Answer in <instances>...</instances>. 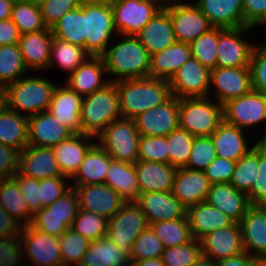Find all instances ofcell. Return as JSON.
<instances>
[{
  "label": "cell",
  "mask_w": 266,
  "mask_h": 266,
  "mask_svg": "<svg viewBox=\"0 0 266 266\" xmlns=\"http://www.w3.org/2000/svg\"><path fill=\"white\" fill-rule=\"evenodd\" d=\"M119 95L115 82L83 98L82 133L97 137L111 122L121 119Z\"/></svg>",
  "instance_id": "4"
},
{
  "label": "cell",
  "mask_w": 266,
  "mask_h": 266,
  "mask_svg": "<svg viewBox=\"0 0 266 266\" xmlns=\"http://www.w3.org/2000/svg\"><path fill=\"white\" fill-rule=\"evenodd\" d=\"M22 252L20 236L0 238V266H21Z\"/></svg>",
  "instance_id": "59"
},
{
  "label": "cell",
  "mask_w": 266,
  "mask_h": 266,
  "mask_svg": "<svg viewBox=\"0 0 266 266\" xmlns=\"http://www.w3.org/2000/svg\"><path fill=\"white\" fill-rule=\"evenodd\" d=\"M82 96L66 84L57 85L53 91L49 111L74 134H81Z\"/></svg>",
  "instance_id": "24"
},
{
  "label": "cell",
  "mask_w": 266,
  "mask_h": 266,
  "mask_svg": "<svg viewBox=\"0 0 266 266\" xmlns=\"http://www.w3.org/2000/svg\"><path fill=\"white\" fill-rule=\"evenodd\" d=\"M0 206L21 225L31 224L34 214L29 210L18 183L13 177L2 178L0 181Z\"/></svg>",
  "instance_id": "39"
},
{
  "label": "cell",
  "mask_w": 266,
  "mask_h": 266,
  "mask_svg": "<svg viewBox=\"0 0 266 266\" xmlns=\"http://www.w3.org/2000/svg\"><path fill=\"white\" fill-rule=\"evenodd\" d=\"M236 162L216 157L203 171L211 184L230 183Z\"/></svg>",
  "instance_id": "61"
},
{
  "label": "cell",
  "mask_w": 266,
  "mask_h": 266,
  "mask_svg": "<svg viewBox=\"0 0 266 266\" xmlns=\"http://www.w3.org/2000/svg\"><path fill=\"white\" fill-rule=\"evenodd\" d=\"M130 257L107 236L90 241L79 266H129Z\"/></svg>",
  "instance_id": "36"
},
{
  "label": "cell",
  "mask_w": 266,
  "mask_h": 266,
  "mask_svg": "<svg viewBox=\"0 0 266 266\" xmlns=\"http://www.w3.org/2000/svg\"><path fill=\"white\" fill-rule=\"evenodd\" d=\"M224 121L240 129H249L266 122V94L251 90L223 104ZM258 141H266L265 133Z\"/></svg>",
  "instance_id": "9"
},
{
  "label": "cell",
  "mask_w": 266,
  "mask_h": 266,
  "mask_svg": "<svg viewBox=\"0 0 266 266\" xmlns=\"http://www.w3.org/2000/svg\"><path fill=\"white\" fill-rule=\"evenodd\" d=\"M140 136H168L179 127V99L171 96L164 103L133 118Z\"/></svg>",
  "instance_id": "14"
},
{
  "label": "cell",
  "mask_w": 266,
  "mask_h": 266,
  "mask_svg": "<svg viewBox=\"0 0 266 266\" xmlns=\"http://www.w3.org/2000/svg\"><path fill=\"white\" fill-rule=\"evenodd\" d=\"M31 225L34 228L57 238L69 228L61 218L55 217H33Z\"/></svg>",
  "instance_id": "64"
},
{
  "label": "cell",
  "mask_w": 266,
  "mask_h": 266,
  "mask_svg": "<svg viewBox=\"0 0 266 266\" xmlns=\"http://www.w3.org/2000/svg\"><path fill=\"white\" fill-rule=\"evenodd\" d=\"M96 143L87 151L76 173L71 177L75 179L71 186H84L89 184H103L112 158Z\"/></svg>",
  "instance_id": "35"
},
{
  "label": "cell",
  "mask_w": 266,
  "mask_h": 266,
  "mask_svg": "<svg viewBox=\"0 0 266 266\" xmlns=\"http://www.w3.org/2000/svg\"><path fill=\"white\" fill-rule=\"evenodd\" d=\"M202 256L219 261L244 252L239 223L207 233L200 239Z\"/></svg>",
  "instance_id": "18"
},
{
  "label": "cell",
  "mask_w": 266,
  "mask_h": 266,
  "mask_svg": "<svg viewBox=\"0 0 266 266\" xmlns=\"http://www.w3.org/2000/svg\"><path fill=\"white\" fill-rule=\"evenodd\" d=\"M194 3L213 27H245L242 0H196Z\"/></svg>",
  "instance_id": "29"
},
{
  "label": "cell",
  "mask_w": 266,
  "mask_h": 266,
  "mask_svg": "<svg viewBox=\"0 0 266 266\" xmlns=\"http://www.w3.org/2000/svg\"><path fill=\"white\" fill-rule=\"evenodd\" d=\"M260 266H266V259L260 261Z\"/></svg>",
  "instance_id": "75"
},
{
  "label": "cell",
  "mask_w": 266,
  "mask_h": 266,
  "mask_svg": "<svg viewBox=\"0 0 266 266\" xmlns=\"http://www.w3.org/2000/svg\"><path fill=\"white\" fill-rule=\"evenodd\" d=\"M22 254L28 257L31 266H63L59 240L31 224L24 225L20 233ZM25 254V255H24Z\"/></svg>",
  "instance_id": "11"
},
{
  "label": "cell",
  "mask_w": 266,
  "mask_h": 266,
  "mask_svg": "<svg viewBox=\"0 0 266 266\" xmlns=\"http://www.w3.org/2000/svg\"><path fill=\"white\" fill-rule=\"evenodd\" d=\"M192 238L200 240L207 233L228 227L234 221L206 201L186 209Z\"/></svg>",
  "instance_id": "32"
},
{
  "label": "cell",
  "mask_w": 266,
  "mask_h": 266,
  "mask_svg": "<svg viewBox=\"0 0 266 266\" xmlns=\"http://www.w3.org/2000/svg\"><path fill=\"white\" fill-rule=\"evenodd\" d=\"M102 55L110 82L149 77L150 55L136 36H123Z\"/></svg>",
  "instance_id": "2"
},
{
  "label": "cell",
  "mask_w": 266,
  "mask_h": 266,
  "mask_svg": "<svg viewBox=\"0 0 266 266\" xmlns=\"http://www.w3.org/2000/svg\"><path fill=\"white\" fill-rule=\"evenodd\" d=\"M84 1L91 3V4L113 6L117 3L118 0H84Z\"/></svg>",
  "instance_id": "73"
},
{
  "label": "cell",
  "mask_w": 266,
  "mask_h": 266,
  "mask_svg": "<svg viewBox=\"0 0 266 266\" xmlns=\"http://www.w3.org/2000/svg\"><path fill=\"white\" fill-rule=\"evenodd\" d=\"M214 86L215 101L223 105L227 101L249 93L250 67H218L211 70L210 86Z\"/></svg>",
  "instance_id": "16"
},
{
  "label": "cell",
  "mask_w": 266,
  "mask_h": 266,
  "mask_svg": "<svg viewBox=\"0 0 266 266\" xmlns=\"http://www.w3.org/2000/svg\"><path fill=\"white\" fill-rule=\"evenodd\" d=\"M77 192L79 209L96 213L109 220L126 202L106 184L71 186Z\"/></svg>",
  "instance_id": "17"
},
{
  "label": "cell",
  "mask_w": 266,
  "mask_h": 266,
  "mask_svg": "<svg viewBox=\"0 0 266 266\" xmlns=\"http://www.w3.org/2000/svg\"><path fill=\"white\" fill-rule=\"evenodd\" d=\"M258 171V140L253 148L241 157L235 166L230 184L237 190L248 193L255 182Z\"/></svg>",
  "instance_id": "44"
},
{
  "label": "cell",
  "mask_w": 266,
  "mask_h": 266,
  "mask_svg": "<svg viewBox=\"0 0 266 266\" xmlns=\"http://www.w3.org/2000/svg\"><path fill=\"white\" fill-rule=\"evenodd\" d=\"M139 137L134 120L121 118L111 122L96 138L113 160L134 164L138 160Z\"/></svg>",
  "instance_id": "6"
},
{
  "label": "cell",
  "mask_w": 266,
  "mask_h": 266,
  "mask_svg": "<svg viewBox=\"0 0 266 266\" xmlns=\"http://www.w3.org/2000/svg\"><path fill=\"white\" fill-rule=\"evenodd\" d=\"M201 256V242L193 238L186 244L165 248L161 258L164 266H191Z\"/></svg>",
  "instance_id": "51"
},
{
  "label": "cell",
  "mask_w": 266,
  "mask_h": 266,
  "mask_svg": "<svg viewBox=\"0 0 266 266\" xmlns=\"http://www.w3.org/2000/svg\"><path fill=\"white\" fill-rule=\"evenodd\" d=\"M119 95L121 117L133 119L154 108L171 96L169 80L146 77L115 82Z\"/></svg>",
  "instance_id": "1"
},
{
  "label": "cell",
  "mask_w": 266,
  "mask_h": 266,
  "mask_svg": "<svg viewBox=\"0 0 266 266\" xmlns=\"http://www.w3.org/2000/svg\"><path fill=\"white\" fill-rule=\"evenodd\" d=\"M92 138L96 139L84 133L73 134L69 139L53 147L54 155L62 175L70 179L76 173L85 154L95 144L90 142Z\"/></svg>",
  "instance_id": "30"
},
{
  "label": "cell",
  "mask_w": 266,
  "mask_h": 266,
  "mask_svg": "<svg viewBox=\"0 0 266 266\" xmlns=\"http://www.w3.org/2000/svg\"><path fill=\"white\" fill-rule=\"evenodd\" d=\"M244 252L266 259V207L252 205L239 222Z\"/></svg>",
  "instance_id": "20"
},
{
  "label": "cell",
  "mask_w": 266,
  "mask_h": 266,
  "mask_svg": "<svg viewBox=\"0 0 266 266\" xmlns=\"http://www.w3.org/2000/svg\"><path fill=\"white\" fill-rule=\"evenodd\" d=\"M53 34L51 28L25 33L20 36L19 47L26 68L42 71L49 66Z\"/></svg>",
  "instance_id": "27"
},
{
  "label": "cell",
  "mask_w": 266,
  "mask_h": 266,
  "mask_svg": "<svg viewBox=\"0 0 266 266\" xmlns=\"http://www.w3.org/2000/svg\"><path fill=\"white\" fill-rule=\"evenodd\" d=\"M40 7L45 0H19Z\"/></svg>",
  "instance_id": "74"
},
{
  "label": "cell",
  "mask_w": 266,
  "mask_h": 266,
  "mask_svg": "<svg viewBox=\"0 0 266 266\" xmlns=\"http://www.w3.org/2000/svg\"><path fill=\"white\" fill-rule=\"evenodd\" d=\"M7 108V93L4 87H0V113Z\"/></svg>",
  "instance_id": "70"
},
{
  "label": "cell",
  "mask_w": 266,
  "mask_h": 266,
  "mask_svg": "<svg viewBox=\"0 0 266 266\" xmlns=\"http://www.w3.org/2000/svg\"><path fill=\"white\" fill-rule=\"evenodd\" d=\"M73 134L49 110L28 117V145L53 148Z\"/></svg>",
  "instance_id": "19"
},
{
  "label": "cell",
  "mask_w": 266,
  "mask_h": 266,
  "mask_svg": "<svg viewBox=\"0 0 266 266\" xmlns=\"http://www.w3.org/2000/svg\"><path fill=\"white\" fill-rule=\"evenodd\" d=\"M205 201L236 223L241 221L252 206L247 194L237 191L230 183L211 184Z\"/></svg>",
  "instance_id": "28"
},
{
  "label": "cell",
  "mask_w": 266,
  "mask_h": 266,
  "mask_svg": "<svg viewBox=\"0 0 266 266\" xmlns=\"http://www.w3.org/2000/svg\"><path fill=\"white\" fill-rule=\"evenodd\" d=\"M90 55L84 48L53 36L48 68L57 63L61 69L75 71Z\"/></svg>",
  "instance_id": "42"
},
{
  "label": "cell",
  "mask_w": 266,
  "mask_h": 266,
  "mask_svg": "<svg viewBox=\"0 0 266 266\" xmlns=\"http://www.w3.org/2000/svg\"><path fill=\"white\" fill-rule=\"evenodd\" d=\"M21 150L0 143V176L11 178L19 170Z\"/></svg>",
  "instance_id": "62"
},
{
  "label": "cell",
  "mask_w": 266,
  "mask_h": 266,
  "mask_svg": "<svg viewBox=\"0 0 266 266\" xmlns=\"http://www.w3.org/2000/svg\"><path fill=\"white\" fill-rule=\"evenodd\" d=\"M105 74L107 71L102 56H90L68 75L64 84L85 97L110 83L108 78L104 79Z\"/></svg>",
  "instance_id": "22"
},
{
  "label": "cell",
  "mask_w": 266,
  "mask_h": 266,
  "mask_svg": "<svg viewBox=\"0 0 266 266\" xmlns=\"http://www.w3.org/2000/svg\"><path fill=\"white\" fill-rule=\"evenodd\" d=\"M20 32L11 19L0 21V46L19 43Z\"/></svg>",
  "instance_id": "66"
},
{
  "label": "cell",
  "mask_w": 266,
  "mask_h": 266,
  "mask_svg": "<svg viewBox=\"0 0 266 266\" xmlns=\"http://www.w3.org/2000/svg\"><path fill=\"white\" fill-rule=\"evenodd\" d=\"M23 225L0 206V238L19 236Z\"/></svg>",
  "instance_id": "65"
},
{
  "label": "cell",
  "mask_w": 266,
  "mask_h": 266,
  "mask_svg": "<svg viewBox=\"0 0 266 266\" xmlns=\"http://www.w3.org/2000/svg\"><path fill=\"white\" fill-rule=\"evenodd\" d=\"M263 25H266V20L263 23L260 24V26H263ZM262 45L266 46V43L265 44H262Z\"/></svg>",
  "instance_id": "76"
},
{
  "label": "cell",
  "mask_w": 266,
  "mask_h": 266,
  "mask_svg": "<svg viewBox=\"0 0 266 266\" xmlns=\"http://www.w3.org/2000/svg\"><path fill=\"white\" fill-rule=\"evenodd\" d=\"M65 178L67 176H56L40 180V200L41 207H47L61 198L71 189Z\"/></svg>",
  "instance_id": "58"
},
{
  "label": "cell",
  "mask_w": 266,
  "mask_h": 266,
  "mask_svg": "<svg viewBox=\"0 0 266 266\" xmlns=\"http://www.w3.org/2000/svg\"><path fill=\"white\" fill-rule=\"evenodd\" d=\"M83 0H45L40 6L45 25H53L67 12L81 6Z\"/></svg>",
  "instance_id": "57"
},
{
  "label": "cell",
  "mask_w": 266,
  "mask_h": 266,
  "mask_svg": "<svg viewBox=\"0 0 266 266\" xmlns=\"http://www.w3.org/2000/svg\"><path fill=\"white\" fill-rule=\"evenodd\" d=\"M15 0H0V21L9 20Z\"/></svg>",
  "instance_id": "68"
},
{
  "label": "cell",
  "mask_w": 266,
  "mask_h": 266,
  "mask_svg": "<svg viewBox=\"0 0 266 266\" xmlns=\"http://www.w3.org/2000/svg\"><path fill=\"white\" fill-rule=\"evenodd\" d=\"M79 210V200L74 188L67 191L61 198L47 207H42L33 217H55L61 218L71 228L73 220Z\"/></svg>",
  "instance_id": "46"
},
{
  "label": "cell",
  "mask_w": 266,
  "mask_h": 266,
  "mask_svg": "<svg viewBox=\"0 0 266 266\" xmlns=\"http://www.w3.org/2000/svg\"><path fill=\"white\" fill-rule=\"evenodd\" d=\"M55 38L84 48L85 1L62 16L51 28Z\"/></svg>",
  "instance_id": "40"
},
{
  "label": "cell",
  "mask_w": 266,
  "mask_h": 266,
  "mask_svg": "<svg viewBox=\"0 0 266 266\" xmlns=\"http://www.w3.org/2000/svg\"><path fill=\"white\" fill-rule=\"evenodd\" d=\"M224 121L223 105L209 97L179 99V127L194 137L210 136Z\"/></svg>",
  "instance_id": "5"
},
{
  "label": "cell",
  "mask_w": 266,
  "mask_h": 266,
  "mask_svg": "<svg viewBox=\"0 0 266 266\" xmlns=\"http://www.w3.org/2000/svg\"><path fill=\"white\" fill-rule=\"evenodd\" d=\"M191 266H215V261H212L211 259H207L203 256H201L194 264Z\"/></svg>",
  "instance_id": "72"
},
{
  "label": "cell",
  "mask_w": 266,
  "mask_h": 266,
  "mask_svg": "<svg viewBox=\"0 0 266 266\" xmlns=\"http://www.w3.org/2000/svg\"><path fill=\"white\" fill-rule=\"evenodd\" d=\"M13 178L17 181L18 186L28 204L29 210L35 214L41 207L40 200V180L22 176L16 173Z\"/></svg>",
  "instance_id": "60"
},
{
  "label": "cell",
  "mask_w": 266,
  "mask_h": 266,
  "mask_svg": "<svg viewBox=\"0 0 266 266\" xmlns=\"http://www.w3.org/2000/svg\"><path fill=\"white\" fill-rule=\"evenodd\" d=\"M244 131L246 130L223 121L210 135L217 157L237 162L247 154L253 146H248Z\"/></svg>",
  "instance_id": "33"
},
{
  "label": "cell",
  "mask_w": 266,
  "mask_h": 266,
  "mask_svg": "<svg viewBox=\"0 0 266 266\" xmlns=\"http://www.w3.org/2000/svg\"><path fill=\"white\" fill-rule=\"evenodd\" d=\"M129 266H164L162 258H151L143 260H130Z\"/></svg>",
  "instance_id": "69"
},
{
  "label": "cell",
  "mask_w": 266,
  "mask_h": 266,
  "mask_svg": "<svg viewBox=\"0 0 266 266\" xmlns=\"http://www.w3.org/2000/svg\"><path fill=\"white\" fill-rule=\"evenodd\" d=\"M247 197L251 205L266 204V141H258V171Z\"/></svg>",
  "instance_id": "55"
},
{
  "label": "cell",
  "mask_w": 266,
  "mask_h": 266,
  "mask_svg": "<svg viewBox=\"0 0 266 266\" xmlns=\"http://www.w3.org/2000/svg\"><path fill=\"white\" fill-rule=\"evenodd\" d=\"M245 27L255 28L266 20V0H242Z\"/></svg>",
  "instance_id": "63"
},
{
  "label": "cell",
  "mask_w": 266,
  "mask_h": 266,
  "mask_svg": "<svg viewBox=\"0 0 266 266\" xmlns=\"http://www.w3.org/2000/svg\"><path fill=\"white\" fill-rule=\"evenodd\" d=\"M119 37L136 36L162 8L153 0H118L111 6Z\"/></svg>",
  "instance_id": "10"
},
{
  "label": "cell",
  "mask_w": 266,
  "mask_h": 266,
  "mask_svg": "<svg viewBox=\"0 0 266 266\" xmlns=\"http://www.w3.org/2000/svg\"><path fill=\"white\" fill-rule=\"evenodd\" d=\"M164 249L162 241L149 226L136 238L130 260L159 258Z\"/></svg>",
  "instance_id": "53"
},
{
  "label": "cell",
  "mask_w": 266,
  "mask_h": 266,
  "mask_svg": "<svg viewBox=\"0 0 266 266\" xmlns=\"http://www.w3.org/2000/svg\"><path fill=\"white\" fill-rule=\"evenodd\" d=\"M219 27H213L189 45L192 57L210 70L216 67Z\"/></svg>",
  "instance_id": "47"
},
{
  "label": "cell",
  "mask_w": 266,
  "mask_h": 266,
  "mask_svg": "<svg viewBox=\"0 0 266 266\" xmlns=\"http://www.w3.org/2000/svg\"><path fill=\"white\" fill-rule=\"evenodd\" d=\"M210 187L211 183L203 171L178 168L171 192L187 209L204 202Z\"/></svg>",
  "instance_id": "25"
},
{
  "label": "cell",
  "mask_w": 266,
  "mask_h": 266,
  "mask_svg": "<svg viewBox=\"0 0 266 266\" xmlns=\"http://www.w3.org/2000/svg\"><path fill=\"white\" fill-rule=\"evenodd\" d=\"M0 143L22 151L28 145V117L9 108L0 113Z\"/></svg>",
  "instance_id": "38"
},
{
  "label": "cell",
  "mask_w": 266,
  "mask_h": 266,
  "mask_svg": "<svg viewBox=\"0 0 266 266\" xmlns=\"http://www.w3.org/2000/svg\"><path fill=\"white\" fill-rule=\"evenodd\" d=\"M135 202L146 215L149 225L186 216V208L171 191L142 193Z\"/></svg>",
  "instance_id": "21"
},
{
  "label": "cell",
  "mask_w": 266,
  "mask_h": 266,
  "mask_svg": "<svg viewBox=\"0 0 266 266\" xmlns=\"http://www.w3.org/2000/svg\"><path fill=\"white\" fill-rule=\"evenodd\" d=\"M19 175L37 180L64 176L61 174L53 148L27 145L20 156Z\"/></svg>",
  "instance_id": "23"
},
{
  "label": "cell",
  "mask_w": 266,
  "mask_h": 266,
  "mask_svg": "<svg viewBox=\"0 0 266 266\" xmlns=\"http://www.w3.org/2000/svg\"><path fill=\"white\" fill-rule=\"evenodd\" d=\"M11 20L21 35L47 28L41 14V8L19 0L14 2Z\"/></svg>",
  "instance_id": "45"
},
{
  "label": "cell",
  "mask_w": 266,
  "mask_h": 266,
  "mask_svg": "<svg viewBox=\"0 0 266 266\" xmlns=\"http://www.w3.org/2000/svg\"><path fill=\"white\" fill-rule=\"evenodd\" d=\"M138 161H153L157 163L169 164L167 137L140 136Z\"/></svg>",
  "instance_id": "52"
},
{
  "label": "cell",
  "mask_w": 266,
  "mask_h": 266,
  "mask_svg": "<svg viewBox=\"0 0 266 266\" xmlns=\"http://www.w3.org/2000/svg\"><path fill=\"white\" fill-rule=\"evenodd\" d=\"M19 44L0 46V87H6L28 75Z\"/></svg>",
  "instance_id": "41"
},
{
  "label": "cell",
  "mask_w": 266,
  "mask_h": 266,
  "mask_svg": "<svg viewBox=\"0 0 266 266\" xmlns=\"http://www.w3.org/2000/svg\"><path fill=\"white\" fill-rule=\"evenodd\" d=\"M134 165L139 184V194L172 190L177 168L170 164L153 161L137 160Z\"/></svg>",
  "instance_id": "31"
},
{
  "label": "cell",
  "mask_w": 266,
  "mask_h": 266,
  "mask_svg": "<svg viewBox=\"0 0 266 266\" xmlns=\"http://www.w3.org/2000/svg\"><path fill=\"white\" fill-rule=\"evenodd\" d=\"M149 55L160 52L177 42L170 13L162 8L136 35Z\"/></svg>",
  "instance_id": "26"
},
{
  "label": "cell",
  "mask_w": 266,
  "mask_h": 266,
  "mask_svg": "<svg viewBox=\"0 0 266 266\" xmlns=\"http://www.w3.org/2000/svg\"><path fill=\"white\" fill-rule=\"evenodd\" d=\"M57 85L41 76H23L5 87L7 108L26 117L48 111Z\"/></svg>",
  "instance_id": "3"
},
{
  "label": "cell",
  "mask_w": 266,
  "mask_h": 266,
  "mask_svg": "<svg viewBox=\"0 0 266 266\" xmlns=\"http://www.w3.org/2000/svg\"><path fill=\"white\" fill-rule=\"evenodd\" d=\"M191 57L190 45L177 41L172 46L151 55L149 77L170 80Z\"/></svg>",
  "instance_id": "34"
},
{
  "label": "cell",
  "mask_w": 266,
  "mask_h": 266,
  "mask_svg": "<svg viewBox=\"0 0 266 266\" xmlns=\"http://www.w3.org/2000/svg\"><path fill=\"white\" fill-rule=\"evenodd\" d=\"M126 202L136 201L139 196L135 165L129 162L111 160L105 183Z\"/></svg>",
  "instance_id": "37"
},
{
  "label": "cell",
  "mask_w": 266,
  "mask_h": 266,
  "mask_svg": "<svg viewBox=\"0 0 266 266\" xmlns=\"http://www.w3.org/2000/svg\"><path fill=\"white\" fill-rule=\"evenodd\" d=\"M215 266H260V260L242 252L236 256L216 261Z\"/></svg>",
  "instance_id": "67"
},
{
  "label": "cell",
  "mask_w": 266,
  "mask_h": 266,
  "mask_svg": "<svg viewBox=\"0 0 266 266\" xmlns=\"http://www.w3.org/2000/svg\"><path fill=\"white\" fill-rule=\"evenodd\" d=\"M63 266H79L90 241L68 228L59 238Z\"/></svg>",
  "instance_id": "49"
},
{
  "label": "cell",
  "mask_w": 266,
  "mask_h": 266,
  "mask_svg": "<svg viewBox=\"0 0 266 266\" xmlns=\"http://www.w3.org/2000/svg\"><path fill=\"white\" fill-rule=\"evenodd\" d=\"M147 227L149 223L140 206L129 201L108 220L106 236L130 257L136 238Z\"/></svg>",
  "instance_id": "7"
},
{
  "label": "cell",
  "mask_w": 266,
  "mask_h": 266,
  "mask_svg": "<svg viewBox=\"0 0 266 266\" xmlns=\"http://www.w3.org/2000/svg\"><path fill=\"white\" fill-rule=\"evenodd\" d=\"M153 1H155L161 8H167L172 5L182 3L183 0H153Z\"/></svg>",
  "instance_id": "71"
},
{
  "label": "cell",
  "mask_w": 266,
  "mask_h": 266,
  "mask_svg": "<svg viewBox=\"0 0 266 266\" xmlns=\"http://www.w3.org/2000/svg\"><path fill=\"white\" fill-rule=\"evenodd\" d=\"M251 27L220 28L217 45L218 67H249L254 44L246 41L245 33ZM243 35V36H242Z\"/></svg>",
  "instance_id": "13"
},
{
  "label": "cell",
  "mask_w": 266,
  "mask_h": 266,
  "mask_svg": "<svg viewBox=\"0 0 266 266\" xmlns=\"http://www.w3.org/2000/svg\"><path fill=\"white\" fill-rule=\"evenodd\" d=\"M167 137L169 164L175 168H185L192 150L194 136L180 127Z\"/></svg>",
  "instance_id": "48"
},
{
  "label": "cell",
  "mask_w": 266,
  "mask_h": 266,
  "mask_svg": "<svg viewBox=\"0 0 266 266\" xmlns=\"http://www.w3.org/2000/svg\"><path fill=\"white\" fill-rule=\"evenodd\" d=\"M217 157V153L210 136L195 137L186 169L204 171Z\"/></svg>",
  "instance_id": "54"
},
{
  "label": "cell",
  "mask_w": 266,
  "mask_h": 266,
  "mask_svg": "<svg viewBox=\"0 0 266 266\" xmlns=\"http://www.w3.org/2000/svg\"><path fill=\"white\" fill-rule=\"evenodd\" d=\"M149 226L162 241L164 248L186 244L193 239L187 216L176 220L155 222Z\"/></svg>",
  "instance_id": "43"
},
{
  "label": "cell",
  "mask_w": 266,
  "mask_h": 266,
  "mask_svg": "<svg viewBox=\"0 0 266 266\" xmlns=\"http://www.w3.org/2000/svg\"><path fill=\"white\" fill-rule=\"evenodd\" d=\"M210 77L211 70L191 57L169 80L171 93L178 99L211 97Z\"/></svg>",
  "instance_id": "12"
},
{
  "label": "cell",
  "mask_w": 266,
  "mask_h": 266,
  "mask_svg": "<svg viewBox=\"0 0 266 266\" xmlns=\"http://www.w3.org/2000/svg\"><path fill=\"white\" fill-rule=\"evenodd\" d=\"M115 31L111 6L85 1V51L90 56H102Z\"/></svg>",
  "instance_id": "8"
},
{
  "label": "cell",
  "mask_w": 266,
  "mask_h": 266,
  "mask_svg": "<svg viewBox=\"0 0 266 266\" xmlns=\"http://www.w3.org/2000/svg\"><path fill=\"white\" fill-rule=\"evenodd\" d=\"M249 67L252 90L266 94V46L254 43Z\"/></svg>",
  "instance_id": "56"
},
{
  "label": "cell",
  "mask_w": 266,
  "mask_h": 266,
  "mask_svg": "<svg viewBox=\"0 0 266 266\" xmlns=\"http://www.w3.org/2000/svg\"><path fill=\"white\" fill-rule=\"evenodd\" d=\"M185 2L166 9L170 13L177 41L190 44L213 26L195 3Z\"/></svg>",
  "instance_id": "15"
},
{
  "label": "cell",
  "mask_w": 266,
  "mask_h": 266,
  "mask_svg": "<svg viewBox=\"0 0 266 266\" xmlns=\"http://www.w3.org/2000/svg\"><path fill=\"white\" fill-rule=\"evenodd\" d=\"M107 223L108 220L102 216L79 209L71 229L89 241H95L106 237Z\"/></svg>",
  "instance_id": "50"
}]
</instances>
